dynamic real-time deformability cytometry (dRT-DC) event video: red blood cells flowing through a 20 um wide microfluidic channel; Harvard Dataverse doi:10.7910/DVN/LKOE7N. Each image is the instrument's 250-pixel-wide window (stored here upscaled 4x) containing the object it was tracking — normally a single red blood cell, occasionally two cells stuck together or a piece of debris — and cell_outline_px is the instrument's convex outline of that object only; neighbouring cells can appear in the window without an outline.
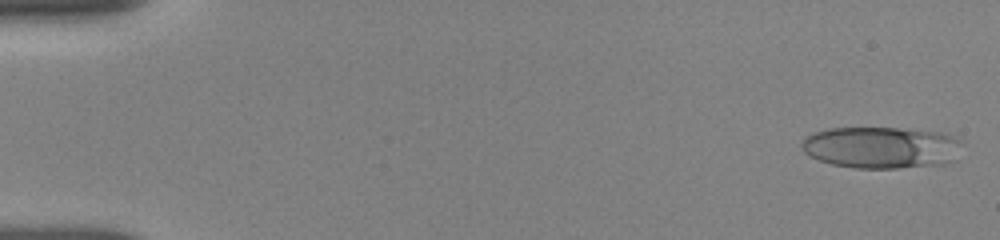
{"species": "human", "species_latin": "Homo sapiens", "temperature_condition": "room temperature", "stored_images_in_passage": 21, "camera_frame_rate_fps": 3000, "um_per_image_px": 0.085, "donor": {"sex": "female"}, "frame": {"image": 1, "passage_image": 1, "time_ms": 0.0, "image_size_px": [1000, 240], "cell_outline_px": [[960, 140], [956, 160], [944, 164], [896, 168], [852, 168], [832, 164], [808, 156], [800, 148], [800, 144], [804, 136], [812, 132], [828, 128], [900, 128], [940, 132], [956, 136]], "centroid_in_image_um": [74.86, 12.53], "position_along_channel_um": 10.1, "area_um2": 39.42}}
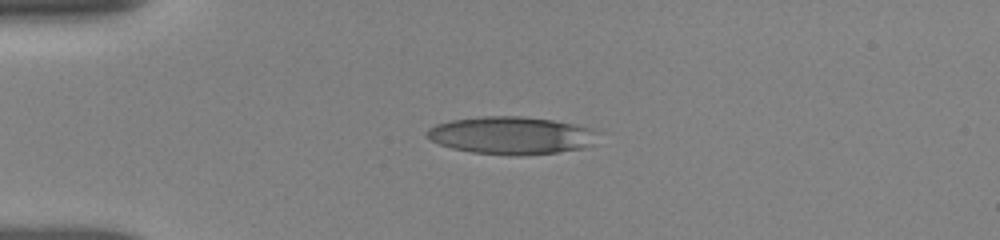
{"frame": {"image": 2, "passage_image": 20, "time_ms": 3.667, "image_size_px": [1000, 240], "cell_outline_px": [[600, 132], [592, 144], [584, 148], [556, 152], [516, 156], [508, 156], [472, 152], [452, 148], [440, 144], [432, 140], [424, 132], [428, 128], [436, 124], [452, 120], [484, 116], [524, 116], [552, 120], [576, 124], [592, 128]], "centroid_in_image_um": [43.49, 11.51], "position_along_channel_um": 41.5, "area_um2": 37.69}}